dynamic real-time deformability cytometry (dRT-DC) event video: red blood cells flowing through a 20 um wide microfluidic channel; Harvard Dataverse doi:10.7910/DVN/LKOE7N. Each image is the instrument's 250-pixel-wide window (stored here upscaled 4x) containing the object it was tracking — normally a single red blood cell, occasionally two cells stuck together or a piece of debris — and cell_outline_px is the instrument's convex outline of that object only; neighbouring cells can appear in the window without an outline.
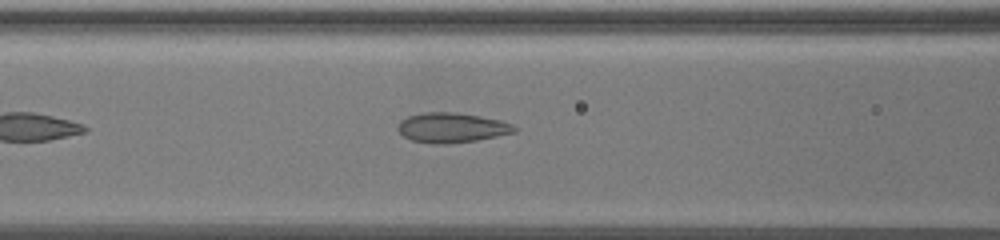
{"species": "common noctule bat (a hibernating species)", "species_latin": "Nyctalus noctula", "temperature_condition": "warm", "stored_images_in_passage": 20, "camera_frame_rate_fps": 3000, "um_per_image_px": 0.085, "animal": {"sex": "female", "body_mass_g": 19.5, "forearm_length_mm": 54.1}, "frame": {"image": 1, "passage_image": 12, "time_ms": 3.667, "image_size_px": [1000, 240], "cell_outline_px": [[516, 132], [476, 140], [448, 144], [432, 144], [412, 140], [404, 136], [396, 128], [400, 120], [408, 116], [424, 112], [456, 112], [480, 116], [500, 120], [512, 124], [516, 128]], "centroid_in_image_um": [38.37, 10.85], "position_along_channel_um": 128.2, "area_um2": 20.29}}
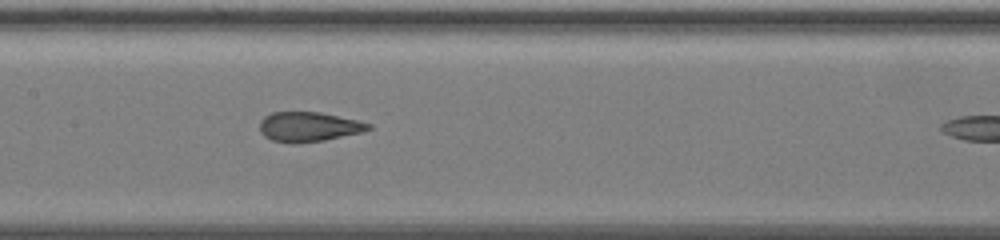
{"frame": {"image": 2, "passage_image": 17, "time_ms": 5.333, "image_size_px": [1000, 240], "cell_outline_px": [[372, 128], [364, 132], [324, 140], [296, 144], [292, 144], [272, 140], [264, 136], [260, 132], [260, 120], [264, 116], [272, 112], [320, 112], [360, 120], [372, 124]], "centroid_in_image_um": [26.26, 10.78], "position_along_channel_um": 181.1, "area_um2": 19.13}}